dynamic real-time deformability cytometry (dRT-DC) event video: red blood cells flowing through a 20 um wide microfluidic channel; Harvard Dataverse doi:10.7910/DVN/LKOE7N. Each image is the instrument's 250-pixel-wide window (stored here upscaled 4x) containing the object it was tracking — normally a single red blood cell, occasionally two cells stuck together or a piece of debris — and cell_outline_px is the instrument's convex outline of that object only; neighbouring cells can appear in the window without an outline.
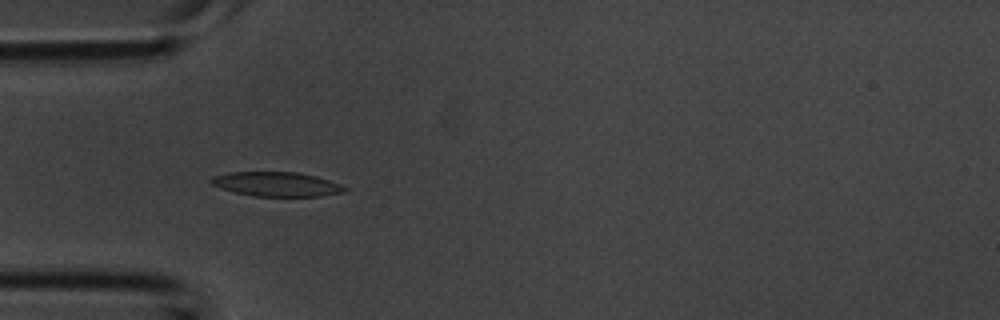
{"species": "common noctule bat (a hibernating species)", "species_latin": "Nyctalus noctula", "temperature_condition": "room temperature", "stored_images_in_passage": 6, "camera_frame_rate_fps": 3000, "um_per_image_px": 0.085, "animal": {"sex": "male", "body_mass_g": 20.1, "forearm_length_mm": 53.5}, "frame": {"image": 1, "passage_image": 4, "time_ms": 1.0, "image_size_px": [1000, 320], "cell_outline_px": [[348, 188], [344, 192], [320, 196], [252, 196], [220, 188], [212, 184], [208, 180], [212, 176], [228, 172], [296, 172], [316, 176], [340, 184]], "centroid_in_image_um": [23.48, 15.65], "position_along_channel_um": 61.5, "area_um2": 18.96}}
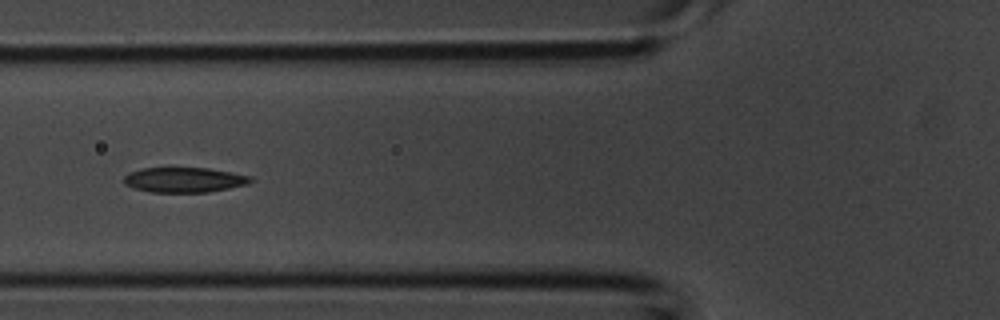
{"frame": {"image": 2, "passage_image": 5, "time_ms": 1.333, "image_size_px": [1000, 320], "cell_outline_px": [[252, 180], [248, 184], [208, 192], [152, 192], [132, 188], [124, 184], [124, 176], [140, 168], [208, 168], [252, 176]], "centroid_in_image_um": [15.65, 15.29], "position_along_channel_um": 110.2, "area_um2": 18.38}}
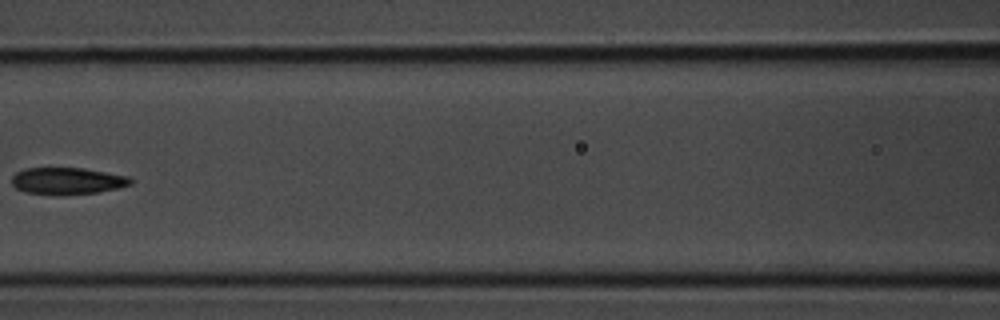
{"frame": {"image": 3, "passage_image": 6, "time_ms": 1.667, "image_size_px": [1000, 320], "cell_outline_px": [[132, 184], [116, 188], [96, 192], [28, 192], [16, 188], [12, 184], [12, 176], [16, 172], [24, 168], [84, 168], [128, 176], [132, 180]], "centroid_in_image_um": [5.73, 15.32], "position_along_channel_um": 160.9, "area_um2": 17.63}}